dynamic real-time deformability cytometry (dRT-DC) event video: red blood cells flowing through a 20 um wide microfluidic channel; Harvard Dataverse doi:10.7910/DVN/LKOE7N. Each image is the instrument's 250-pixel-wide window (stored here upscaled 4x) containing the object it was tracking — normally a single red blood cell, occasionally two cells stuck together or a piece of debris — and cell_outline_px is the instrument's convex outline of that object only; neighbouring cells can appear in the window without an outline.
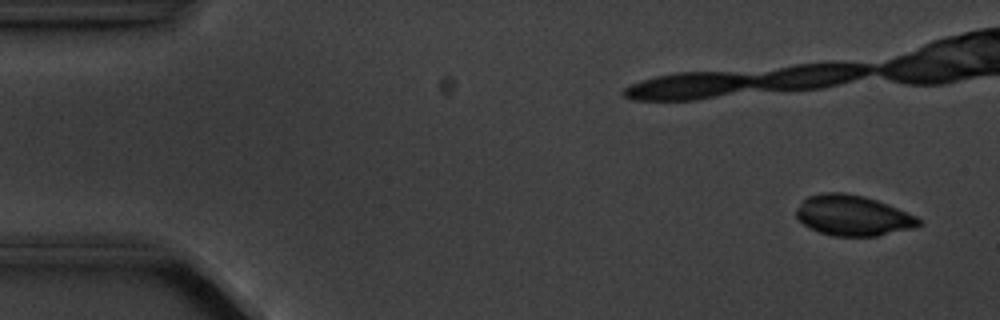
{"species": "common noctule bat (a hibernating species)", "species_latin": "Nyctalus noctula", "temperature_condition": "cold", "stored_images_in_passage": 4, "camera_frame_rate_fps": 3000, "um_per_image_px": 0.085, "animal": {"sex": "male", "body_mass_g": 20.1, "forearm_length_mm": 53.5}, "frame": {"image": 1, "passage_image": 1, "time_ms": 0.0, "image_size_px": [1000, 320], "cell_outline_px": [[924, 224], [916, 228], [876, 236], [832, 236], [820, 232], [804, 224], [796, 216], [796, 212], [800, 204], [808, 196], [824, 192], [844, 192], [864, 196], [876, 200], [916, 216]], "centroid_in_image_um": [72.52, 18.32], "position_along_channel_um": 12.5, "area_um2": 28.73}}